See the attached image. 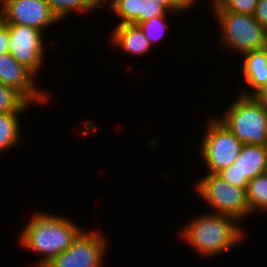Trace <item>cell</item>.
I'll list each match as a JSON object with an SVG mask.
<instances>
[{
    "instance_id": "30bf717a",
    "label": "cell",
    "mask_w": 267,
    "mask_h": 267,
    "mask_svg": "<svg viewBox=\"0 0 267 267\" xmlns=\"http://www.w3.org/2000/svg\"><path fill=\"white\" fill-rule=\"evenodd\" d=\"M267 172V146L245 144L233 165L218 173L232 185L247 188L248 182Z\"/></svg>"
},
{
    "instance_id": "ba28073f",
    "label": "cell",
    "mask_w": 267,
    "mask_h": 267,
    "mask_svg": "<svg viewBox=\"0 0 267 267\" xmlns=\"http://www.w3.org/2000/svg\"><path fill=\"white\" fill-rule=\"evenodd\" d=\"M7 26L9 29V54L36 76L40 73L46 57L44 33L31 26Z\"/></svg>"
},
{
    "instance_id": "2e32d148",
    "label": "cell",
    "mask_w": 267,
    "mask_h": 267,
    "mask_svg": "<svg viewBox=\"0 0 267 267\" xmlns=\"http://www.w3.org/2000/svg\"><path fill=\"white\" fill-rule=\"evenodd\" d=\"M60 21L73 13H92L101 10L102 0H46Z\"/></svg>"
},
{
    "instance_id": "603a6c76",
    "label": "cell",
    "mask_w": 267,
    "mask_h": 267,
    "mask_svg": "<svg viewBox=\"0 0 267 267\" xmlns=\"http://www.w3.org/2000/svg\"><path fill=\"white\" fill-rule=\"evenodd\" d=\"M254 17L267 31V0H258Z\"/></svg>"
},
{
    "instance_id": "4fadbf2b",
    "label": "cell",
    "mask_w": 267,
    "mask_h": 267,
    "mask_svg": "<svg viewBox=\"0 0 267 267\" xmlns=\"http://www.w3.org/2000/svg\"><path fill=\"white\" fill-rule=\"evenodd\" d=\"M111 44L121 48L124 53L135 56H142L149 53L152 46L144 36L142 29L138 25L124 24L114 27L110 34Z\"/></svg>"
},
{
    "instance_id": "e0dca14e",
    "label": "cell",
    "mask_w": 267,
    "mask_h": 267,
    "mask_svg": "<svg viewBox=\"0 0 267 267\" xmlns=\"http://www.w3.org/2000/svg\"><path fill=\"white\" fill-rule=\"evenodd\" d=\"M246 197L251 215L256 211H267V172L248 182Z\"/></svg>"
},
{
    "instance_id": "5bb4252c",
    "label": "cell",
    "mask_w": 267,
    "mask_h": 267,
    "mask_svg": "<svg viewBox=\"0 0 267 267\" xmlns=\"http://www.w3.org/2000/svg\"><path fill=\"white\" fill-rule=\"evenodd\" d=\"M143 2L144 0H103L102 6L108 7V11L120 20L116 25H139L142 22Z\"/></svg>"
},
{
    "instance_id": "8fae6325",
    "label": "cell",
    "mask_w": 267,
    "mask_h": 267,
    "mask_svg": "<svg viewBox=\"0 0 267 267\" xmlns=\"http://www.w3.org/2000/svg\"><path fill=\"white\" fill-rule=\"evenodd\" d=\"M36 77L9 53L0 55V84L16 89L31 104L39 102L41 104V102L49 100L48 92L37 87Z\"/></svg>"
},
{
    "instance_id": "6da1fadb",
    "label": "cell",
    "mask_w": 267,
    "mask_h": 267,
    "mask_svg": "<svg viewBox=\"0 0 267 267\" xmlns=\"http://www.w3.org/2000/svg\"><path fill=\"white\" fill-rule=\"evenodd\" d=\"M22 230L19 244L42 258L32 267H45L67 250L84 229L64 216L35 212Z\"/></svg>"
},
{
    "instance_id": "d6986e66",
    "label": "cell",
    "mask_w": 267,
    "mask_h": 267,
    "mask_svg": "<svg viewBox=\"0 0 267 267\" xmlns=\"http://www.w3.org/2000/svg\"><path fill=\"white\" fill-rule=\"evenodd\" d=\"M168 16H158L146 22H141L138 26L142 29L144 36L153 47L155 42L163 38L165 32L169 28L166 20Z\"/></svg>"
},
{
    "instance_id": "ffe728a7",
    "label": "cell",
    "mask_w": 267,
    "mask_h": 267,
    "mask_svg": "<svg viewBox=\"0 0 267 267\" xmlns=\"http://www.w3.org/2000/svg\"><path fill=\"white\" fill-rule=\"evenodd\" d=\"M258 0H218L211 10L254 15Z\"/></svg>"
},
{
    "instance_id": "44dd1931",
    "label": "cell",
    "mask_w": 267,
    "mask_h": 267,
    "mask_svg": "<svg viewBox=\"0 0 267 267\" xmlns=\"http://www.w3.org/2000/svg\"><path fill=\"white\" fill-rule=\"evenodd\" d=\"M168 10L161 4L152 0H144L142 7V22H146L158 16H168Z\"/></svg>"
},
{
    "instance_id": "7c38bea8",
    "label": "cell",
    "mask_w": 267,
    "mask_h": 267,
    "mask_svg": "<svg viewBox=\"0 0 267 267\" xmlns=\"http://www.w3.org/2000/svg\"><path fill=\"white\" fill-rule=\"evenodd\" d=\"M242 76L248 87L253 91H241L240 95L252 97L267 84V47L250 51L242 55Z\"/></svg>"
},
{
    "instance_id": "7402d4cb",
    "label": "cell",
    "mask_w": 267,
    "mask_h": 267,
    "mask_svg": "<svg viewBox=\"0 0 267 267\" xmlns=\"http://www.w3.org/2000/svg\"><path fill=\"white\" fill-rule=\"evenodd\" d=\"M164 6L170 14H182L192 8L185 0H152Z\"/></svg>"
},
{
    "instance_id": "4316f807",
    "label": "cell",
    "mask_w": 267,
    "mask_h": 267,
    "mask_svg": "<svg viewBox=\"0 0 267 267\" xmlns=\"http://www.w3.org/2000/svg\"><path fill=\"white\" fill-rule=\"evenodd\" d=\"M2 0H0V20H4L2 16Z\"/></svg>"
},
{
    "instance_id": "484cf974",
    "label": "cell",
    "mask_w": 267,
    "mask_h": 267,
    "mask_svg": "<svg viewBox=\"0 0 267 267\" xmlns=\"http://www.w3.org/2000/svg\"><path fill=\"white\" fill-rule=\"evenodd\" d=\"M191 7L195 6L199 2L198 0H185Z\"/></svg>"
},
{
    "instance_id": "d4e9b609",
    "label": "cell",
    "mask_w": 267,
    "mask_h": 267,
    "mask_svg": "<svg viewBox=\"0 0 267 267\" xmlns=\"http://www.w3.org/2000/svg\"><path fill=\"white\" fill-rule=\"evenodd\" d=\"M257 102L267 108V84L252 96Z\"/></svg>"
},
{
    "instance_id": "f1b7e54d",
    "label": "cell",
    "mask_w": 267,
    "mask_h": 267,
    "mask_svg": "<svg viewBox=\"0 0 267 267\" xmlns=\"http://www.w3.org/2000/svg\"><path fill=\"white\" fill-rule=\"evenodd\" d=\"M5 24L4 20H0V28Z\"/></svg>"
},
{
    "instance_id": "ac0fdd59",
    "label": "cell",
    "mask_w": 267,
    "mask_h": 267,
    "mask_svg": "<svg viewBox=\"0 0 267 267\" xmlns=\"http://www.w3.org/2000/svg\"><path fill=\"white\" fill-rule=\"evenodd\" d=\"M31 103L16 89L0 84V113L26 112Z\"/></svg>"
},
{
    "instance_id": "7a4b0ae2",
    "label": "cell",
    "mask_w": 267,
    "mask_h": 267,
    "mask_svg": "<svg viewBox=\"0 0 267 267\" xmlns=\"http://www.w3.org/2000/svg\"><path fill=\"white\" fill-rule=\"evenodd\" d=\"M237 222L230 216L208 212L195 216L179 231V237L202 256L219 255L237 246L245 237L242 224Z\"/></svg>"
},
{
    "instance_id": "9c48e42d",
    "label": "cell",
    "mask_w": 267,
    "mask_h": 267,
    "mask_svg": "<svg viewBox=\"0 0 267 267\" xmlns=\"http://www.w3.org/2000/svg\"><path fill=\"white\" fill-rule=\"evenodd\" d=\"M6 25H22L44 30L61 22L46 0H2Z\"/></svg>"
},
{
    "instance_id": "9a60e30c",
    "label": "cell",
    "mask_w": 267,
    "mask_h": 267,
    "mask_svg": "<svg viewBox=\"0 0 267 267\" xmlns=\"http://www.w3.org/2000/svg\"><path fill=\"white\" fill-rule=\"evenodd\" d=\"M25 112L0 113V155L21 144L20 116ZM21 114V115H20Z\"/></svg>"
},
{
    "instance_id": "cb8c5ba5",
    "label": "cell",
    "mask_w": 267,
    "mask_h": 267,
    "mask_svg": "<svg viewBox=\"0 0 267 267\" xmlns=\"http://www.w3.org/2000/svg\"><path fill=\"white\" fill-rule=\"evenodd\" d=\"M9 29L6 24L0 28V55L9 53Z\"/></svg>"
},
{
    "instance_id": "3957f363",
    "label": "cell",
    "mask_w": 267,
    "mask_h": 267,
    "mask_svg": "<svg viewBox=\"0 0 267 267\" xmlns=\"http://www.w3.org/2000/svg\"><path fill=\"white\" fill-rule=\"evenodd\" d=\"M237 96L218 119L243 145L267 146V108L253 97Z\"/></svg>"
},
{
    "instance_id": "5b68a950",
    "label": "cell",
    "mask_w": 267,
    "mask_h": 267,
    "mask_svg": "<svg viewBox=\"0 0 267 267\" xmlns=\"http://www.w3.org/2000/svg\"><path fill=\"white\" fill-rule=\"evenodd\" d=\"M199 198L205 201L210 212L230 216L239 221L251 216L247 204L246 188L232 185L216 173H207L193 184Z\"/></svg>"
},
{
    "instance_id": "83f0119b",
    "label": "cell",
    "mask_w": 267,
    "mask_h": 267,
    "mask_svg": "<svg viewBox=\"0 0 267 267\" xmlns=\"http://www.w3.org/2000/svg\"><path fill=\"white\" fill-rule=\"evenodd\" d=\"M217 2H218V0H211V1H210V4H211L210 6L212 7V6L215 5Z\"/></svg>"
},
{
    "instance_id": "277c9868",
    "label": "cell",
    "mask_w": 267,
    "mask_h": 267,
    "mask_svg": "<svg viewBox=\"0 0 267 267\" xmlns=\"http://www.w3.org/2000/svg\"><path fill=\"white\" fill-rule=\"evenodd\" d=\"M220 31L221 46L243 55L267 47V31L254 15L211 10Z\"/></svg>"
},
{
    "instance_id": "52a82bcc",
    "label": "cell",
    "mask_w": 267,
    "mask_h": 267,
    "mask_svg": "<svg viewBox=\"0 0 267 267\" xmlns=\"http://www.w3.org/2000/svg\"><path fill=\"white\" fill-rule=\"evenodd\" d=\"M108 241L97 230H83L73 244L45 267H103Z\"/></svg>"
},
{
    "instance_id": "8992f818",
    "label": "cell",
    "mask_w": 267,
    "mask_h": 267,
    "mask_svg": "<svg viewBox=\"0 0 267 267\" xmlns=\"http://www.w3.org/2000/svg\"><path fill=\"white\" fill-rule=\"evenodd\" d=\"M207 121L200 153L207 173H216L233 165L243 144L217 117Z\"/></svg>"
}]
</instances>
